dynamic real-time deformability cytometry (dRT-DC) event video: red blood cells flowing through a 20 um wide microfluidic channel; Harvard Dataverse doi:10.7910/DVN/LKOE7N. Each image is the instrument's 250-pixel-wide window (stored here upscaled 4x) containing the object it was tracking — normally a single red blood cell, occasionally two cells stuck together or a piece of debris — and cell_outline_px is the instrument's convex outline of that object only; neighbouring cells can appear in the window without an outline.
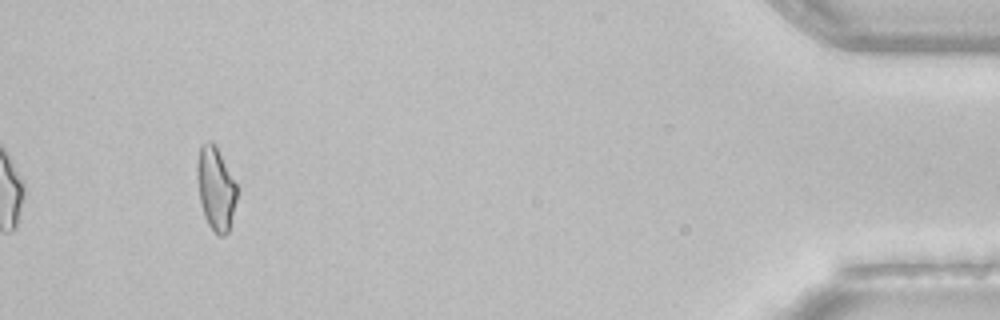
{"species": "common noctule bat (a hibernating species)", "species_latin": "Nyctalus noctula", "temperature_condition": "room temperature", "stored_images_in_passage": 33, "camera_frame_rate_fps": 3000, "um_per_image_px": 0.085, "animal": {"sex": "female", "body_mass_g": 22.7, "forearm_length_mm": 54.2}, "frame": {"image": 1, "passage_image": 33, "time_ms": 10.667, "image_size_px": [1000, 320], "cell_outline_px": [[236, 200], [228, 232], [224, 236], [220, 236], [208, 224], [204, 216], [200, 200], [196, 176], [196, 164], [200, 144], [208, 140], [212, 140], [216, 144], [236, 184]], "centroid_in_image_um": [18.31, 15.95], "position_along_channel_um": 416.9, "area_um2": 19.31}, "authors_computed_cell_mechanics": {"area_um2": 19.3052, "velocity_mm_per_s": 4.1151, "shape_relaxation_time_tau1_ms": null, "shape_relaxation_time_tau2_ms": 9.8625, "deformation_change_tau1": null, "deformation_change_tau2": 0.2445}}